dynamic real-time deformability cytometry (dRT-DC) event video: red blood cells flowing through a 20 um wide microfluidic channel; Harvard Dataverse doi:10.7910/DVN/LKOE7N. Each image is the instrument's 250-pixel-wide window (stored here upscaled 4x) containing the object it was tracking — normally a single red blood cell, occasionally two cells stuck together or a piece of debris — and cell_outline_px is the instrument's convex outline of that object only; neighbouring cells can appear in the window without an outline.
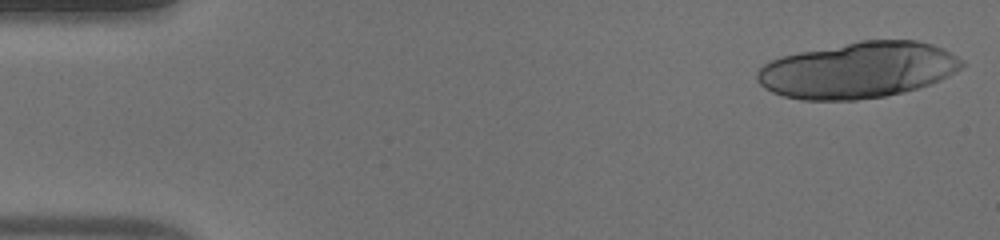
{"species": "human", "species_latin": "Homo sapiens", "temperature_condition": "warm", "stored_images_in_passage": 16, "camera_frame_rate_fps": 3000, "um_per_image_px": 0.085, "donor": {"sex": "male"}, "frame": {"image": 1, "passage_image": 1, "time_ms": 0.0, "image_size_px": [1000, 240], "cell_outline_px": [[964, 64], [960, 68], [948, 76], [940, 80], [904, 92], [884, 96], [856, 100], [800, 100], [784, 96], [772, 92], [764, 88], [756, 80], [756, 72], [764, 64], [772, 60], [784, 56], [800, 52], [860, 40], [916, 40], [932, 44], [944, 48], [964, 60]], "centroid_in_image_um": [72.94, 5.96], "position_along_channel_um": 12.1, "area_um2": 66.87}}